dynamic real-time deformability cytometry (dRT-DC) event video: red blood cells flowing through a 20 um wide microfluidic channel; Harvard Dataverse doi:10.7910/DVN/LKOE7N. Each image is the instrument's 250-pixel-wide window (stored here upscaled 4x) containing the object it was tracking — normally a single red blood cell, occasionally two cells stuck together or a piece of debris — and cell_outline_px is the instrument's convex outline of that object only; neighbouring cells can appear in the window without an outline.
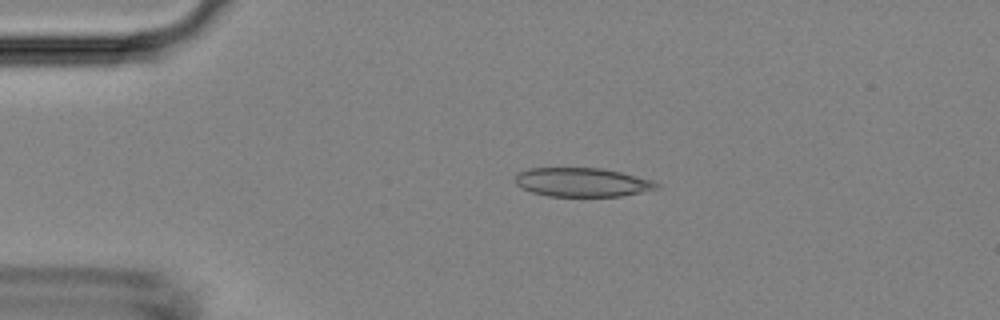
{"species": "Egyptian fruit bat (a non-hibernating species)", "species_latin": "Rousettus aegyptiacus", "temperature_condition": "room temperature", "stored_images_in_passage": 2, "camera_frame_rate_fps": 3000, "um_per_image_px": 0.085, "animal": {"sex": "female"}, "frame": {"image": 1, "passage_image": 1, "time_ms": 0.0, "image_size_px": [1000, 320], "cell_outline_px": [[660, 188], [620, 196], [548, 196], [532, 192], [516, 184], [516, 176], [520, 172], [528, 168], [604, 168], [652, 180], [660, 184]], "centroid_in_image_um": [49.51, 15.49], "position_along_channel_um": 35.5, "area_um2": 23.64}}